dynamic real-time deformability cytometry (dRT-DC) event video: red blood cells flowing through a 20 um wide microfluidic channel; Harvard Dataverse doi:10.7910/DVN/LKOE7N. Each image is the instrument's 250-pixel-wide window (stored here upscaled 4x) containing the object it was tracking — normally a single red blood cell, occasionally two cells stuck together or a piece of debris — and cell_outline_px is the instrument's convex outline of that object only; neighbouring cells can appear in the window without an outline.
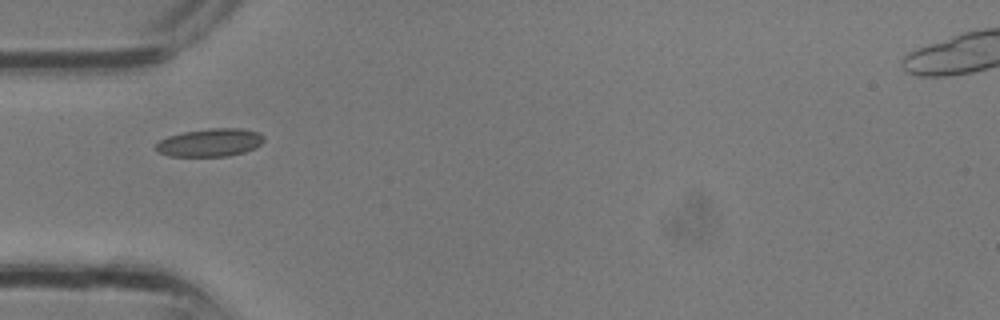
{"species": "common noctule bat (a hibernating species)", "species_latin": "Nyctalus noctula", "temperature_condition": "room temperature", "stored_images_in_passage": 1, "camera_frame_rate_fps": 3000, "um_per_image_px": 0.085, "animal": {"sex": "male", "body_mass_g": 13.3}, "frame": {"image": 1, "passage_image": 1, "time_ms": 0.0, "image_size_px": [1000, 320], "cell_outline_px": [[264, 140], [260, 144], [244, 152], [228, 156], [168, 156], [160, 152], [156, 148], [156, 144], [160, 140], [168, 136], [184, 132], [212, 128], [240, 128], [256, 132], [264, 136]], "centroid_in_image_um": [17.84, 12.12], "position_along_channel_um": 67.2, "area_um2": 17.34}}